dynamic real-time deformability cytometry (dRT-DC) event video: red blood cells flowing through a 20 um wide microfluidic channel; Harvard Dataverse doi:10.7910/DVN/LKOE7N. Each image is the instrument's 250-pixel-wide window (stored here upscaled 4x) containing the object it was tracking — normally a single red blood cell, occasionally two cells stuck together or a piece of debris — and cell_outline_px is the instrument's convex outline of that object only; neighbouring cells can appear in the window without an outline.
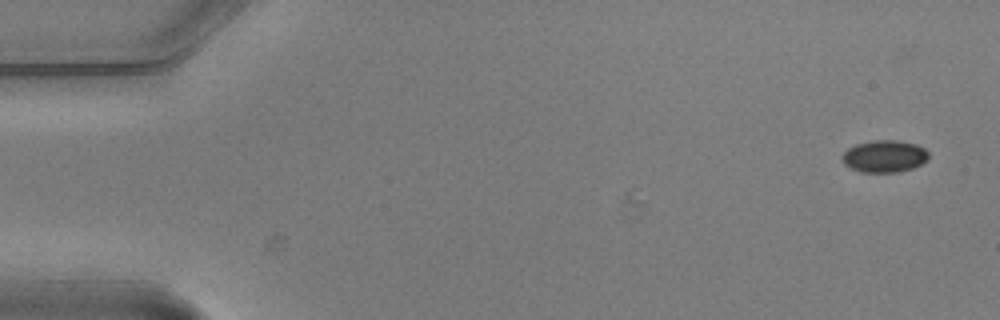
{"species": "common noctule bat (a hibernating species)", "species_latin": "Nyctalus noctula", "temperature_condition": "warm", "stored_images_in_passage": 6, "camera_frame_rate_fps": 3000, "um_per_image_px": 0.085, "animal": {"sex": "male", "body_mass_g": 20.5, "forearm_length_mm": 52.5}, "frame": {"image": 1, "passage_image": 1, "time_ms": 0.0, "image_size_px": [1000, 320], "cell_outline_px": [[928, 160], [912, 168], [896, 172], [860, 172], [844, 164], [840, 156], [848, 148], [856, 144], [876, 140], [896, 140], [916, 144], [924, 148], [928, 152]], "centroid_in_image_um": [75.16, 13.28], "position_along_channel_um": 9.8, "area_um2": 16.13}}